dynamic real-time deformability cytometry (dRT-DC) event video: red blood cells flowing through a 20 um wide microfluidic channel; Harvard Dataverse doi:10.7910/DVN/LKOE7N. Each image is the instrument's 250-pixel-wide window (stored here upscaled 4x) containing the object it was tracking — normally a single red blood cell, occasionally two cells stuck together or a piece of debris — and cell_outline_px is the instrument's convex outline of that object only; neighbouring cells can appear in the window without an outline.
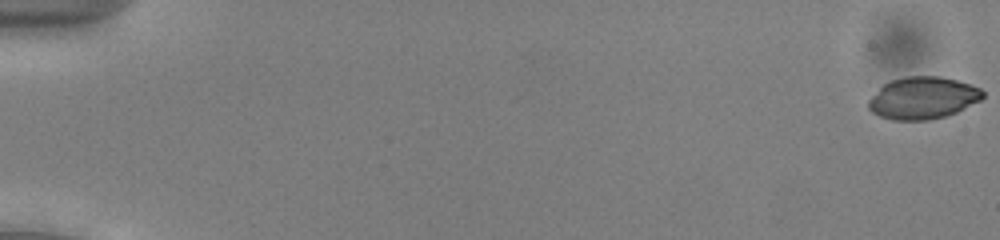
{"species": "common noctule bat (a hibernating species)", "species_latin": "Nyctalus noctula", "temperature_condition": "cold", "stored_images_in_passage": 53, "camera_frame_rate_fps": 3000, "um_per_image_px": 0.085, "animal": {"sex": "male", "body_mass_g": 13.0, "forearm_length_mm": 53.1}, "frame": {"image": 1, "passage_image": 1, "time_ms": 0.0, "image_size_px": [1000, 240], "cell_outline_px": [[984, 96], [980, 100], [956, 112], [944, 116], [928, 120], [892, 120], [880, 116], [872, 112], [868, 108], [868, 100], [884, 84], [892, 80], [908, 76], [940, 76], [956, 80], [980, 88], [984, 92]], "centroid_in_image_um": [78.43, 8.33], "position_along_channel_um": 6.6, "area_um2": 27.8}}
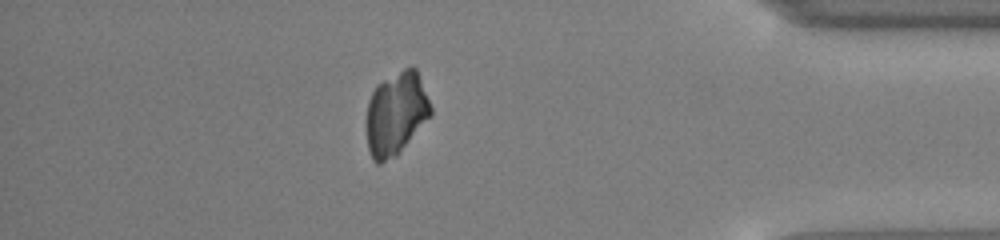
{"frame": {"image": 2, "passage_image": 47, "time_ms": 15.333, "image_size_px": [1000, 240], "cell_outline_px": [[432, 112], [396, 156], [380, 164], [376, 164], [372, 160], [368, 148], [368, 100], [376, 84], [404, 68], [412, 64], [416, 68], [432, 108]], "centroid_in_image_um": [33.65, 9.63], "position_along_channel_um": 401.5, "area_um2": 30.63}}